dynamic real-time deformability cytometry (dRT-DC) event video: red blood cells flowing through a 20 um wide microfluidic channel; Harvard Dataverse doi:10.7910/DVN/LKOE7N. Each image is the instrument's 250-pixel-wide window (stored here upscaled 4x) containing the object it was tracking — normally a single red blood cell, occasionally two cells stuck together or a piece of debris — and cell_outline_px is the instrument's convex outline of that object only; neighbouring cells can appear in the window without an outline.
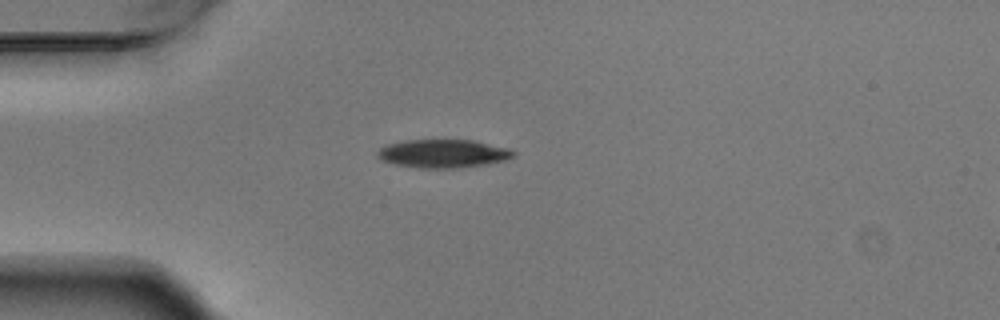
{"species": "Egyptian fruit bat (a non-hibernating species)", "species_latin": "Rousettus aegyptiacus", "temperature_condition": "warm", "stored_images_in_passage": 1, "camera_frame_rate_fps": 3000, "um_per_image_px": 0.085, "animal": {"sex": "male"}, "frame": {"image": 1, "passage_image": 1, "time_ms": 0.0, "image_size_px": [1000, 320], "cell_outline_px": [[516, 156], [504, 160], [488, 164], [456, 168], [420, 168], [396, 164], [380, 160], [376, 156], [376, 152], [384, 144], [400, 140], [472, 140], [508, 148], [516, 152]], "centroid_in_image_um": [37.62, 13.05], "position_along_channel_um": 47.4, "area_um2": 22.66}}